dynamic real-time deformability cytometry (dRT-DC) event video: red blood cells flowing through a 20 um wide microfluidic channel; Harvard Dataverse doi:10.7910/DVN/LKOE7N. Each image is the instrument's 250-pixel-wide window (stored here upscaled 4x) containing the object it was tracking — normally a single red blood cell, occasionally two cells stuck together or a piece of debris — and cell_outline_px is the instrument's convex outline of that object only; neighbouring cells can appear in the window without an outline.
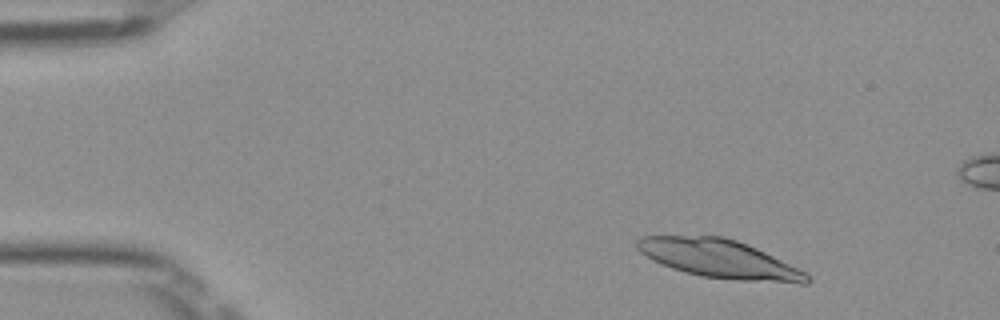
{"species": "Egyptian fruit bat (a non-hibernating species)", "species_latin": "Rousettus aegyptiacus", "temperature_condition": "room temperature", "stored_images_in_passage": 49, "camera_frame_rate_fps": 3000, "um_per_image_px": 0.085, "frame": {"image": 1, "passage_image": 4, "time_ms": 1.0, "image_size_px": [1000, 320], "cell_outline_px": [[812, 280], [808, 284], [800, 284], [744, 280], [700, 276], [684, 272], [660, 264], [652, 260], [640, 252], [636, 248], [636, 240], [640, 236], [724, 236], [736, 240], [756, 248], [804, 272]], "centroid_in_image_um": [61.09, 22.0], "position_along_channel_um": 23.9, "area_um2": 37.63}}